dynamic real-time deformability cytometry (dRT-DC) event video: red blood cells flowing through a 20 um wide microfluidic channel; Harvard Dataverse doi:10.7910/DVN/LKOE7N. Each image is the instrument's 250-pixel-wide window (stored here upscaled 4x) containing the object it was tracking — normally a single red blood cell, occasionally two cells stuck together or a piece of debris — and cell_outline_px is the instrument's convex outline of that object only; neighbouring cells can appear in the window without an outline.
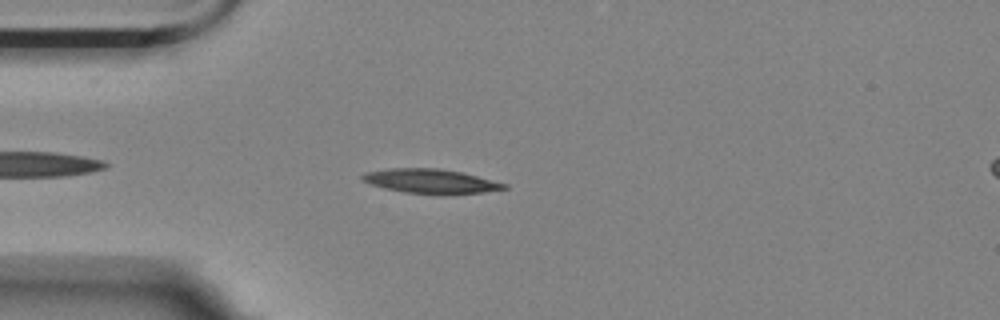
{"species": "Egyptian fruit bat (a non-hibernating species)", "species_latin": "Rousettus aegyptiacus", "temperature_condition": "room temperature", "stored_images_in_passage": 46, "camera_frame_rate_fps": 3000, "um_per_image_px": 0.085, "animal": {"sex": "female"}, "frame": {"image": 1, "passage_image": 5, "time_ms": 1.333, "image_size_px": [1000, 320], "cell_outline_px": [[508, 188], [480, 192], [404, 192], [384, 188], [360, 180], [360, 176], [364, 172], [388, 168], [440, 168], [460, 172], [508, 184]], "centroid_in_image_um": [36.51, 15.35], "position_along_channel_um": 48.5, "area_um2": 19.31}}
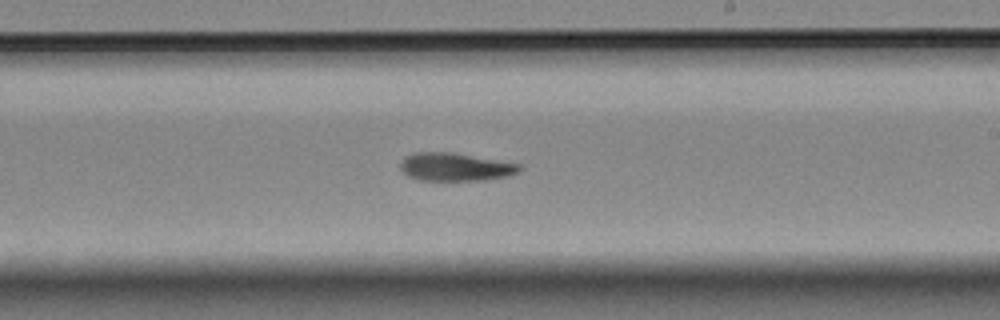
{"frame": {"image": 2, "passage_image": 23, "time_ms": 7.333, "image_size_px": [1000, 320], "cell_outline_px": [[524, 168], [520, 172], [504, 176], [484, 180], [420, 180], [408, 176], [400, 168], [400, 160], [404, 156], [412, 152], [452, 152], [520, 164]], "centroid_in_image_um": [38.67, 14.18], "position_along_channel_um": 250.3, "area_um2": 19.54}}
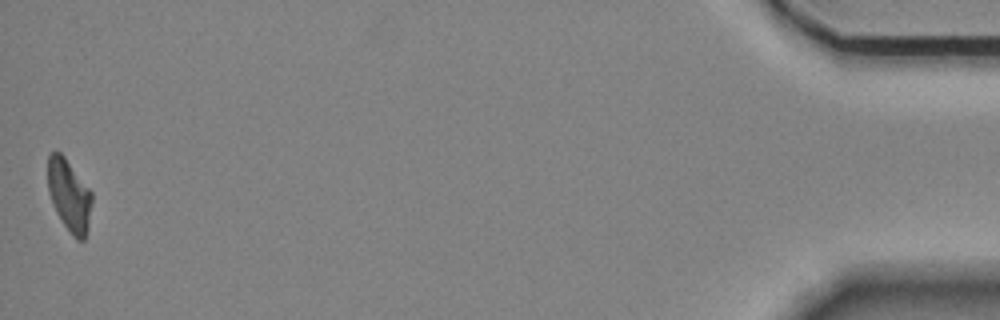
{"frame": {"image": 3, "passage_image": 46, "time_ms": 15.0, "image_size_px": [1000, 320], "cell_outline_px": [[92, 200], [88, 228], [84, 240], [76, 240], [72, 236], [56, 212], [48, 192], [48, 156], [52, 152], [60, 152], [64, 156], [92, 192]], "centroid_in_image_um": [5.88, 16.62], "position_along_channel_um": 429.3, "area_um2": 18.38}, "authors_computed_cell_mechanics": {"area_um2": 19.6231, "velocity_mm_per_s": 3.55, "shape_relaxation_time_tau1_ms": 8.8898, "shape_relaxation_time_tau2_ms": 11.1286, "deformation_change_tau1": 0.243, "deformation_change_tau2": 0.1941}}